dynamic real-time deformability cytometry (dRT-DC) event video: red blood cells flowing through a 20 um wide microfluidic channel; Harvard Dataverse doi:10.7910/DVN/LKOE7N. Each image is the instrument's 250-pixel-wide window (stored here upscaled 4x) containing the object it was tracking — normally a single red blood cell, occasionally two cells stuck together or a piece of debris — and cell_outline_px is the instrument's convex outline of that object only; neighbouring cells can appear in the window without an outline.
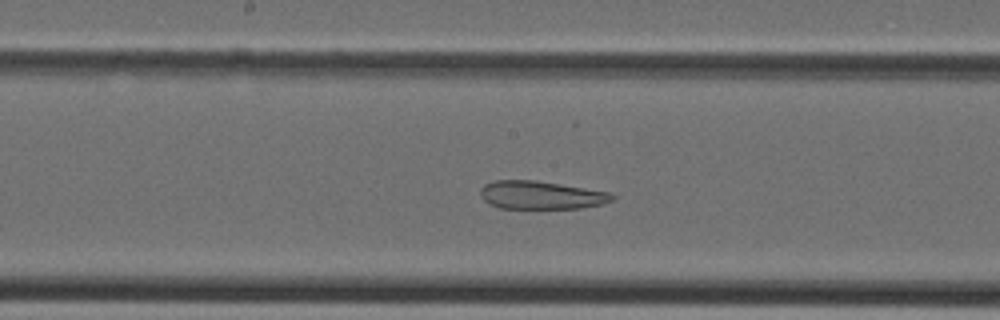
{"species": "Egyptian fruit bat (a non-hibernating species)", "species_latin": "Rousettus aegyptiacus", "temperature_condition": "cold", "stored_images_in_passage": 15, "camera_frame_rate_fps": 3000, "um_per_image_px": 0.085, "animal": {"sex": "female"}, "frame": {"image": 1, "passage_image": 12, "time_ms": 3.667, "image_size_px": [1000, 320], "cell_outline_px": [[616, 200], [604, 204], [580, 208], [500, 208], [488, 204], [480, 196], [480, 188], [484, 184], [496, 180], [536, 180], [612, 192], [616, 196]], "centroid_in_image_um": [46.03, 16.58], "position_along_channel_um": 202.2, "area_um2": 21.96}}
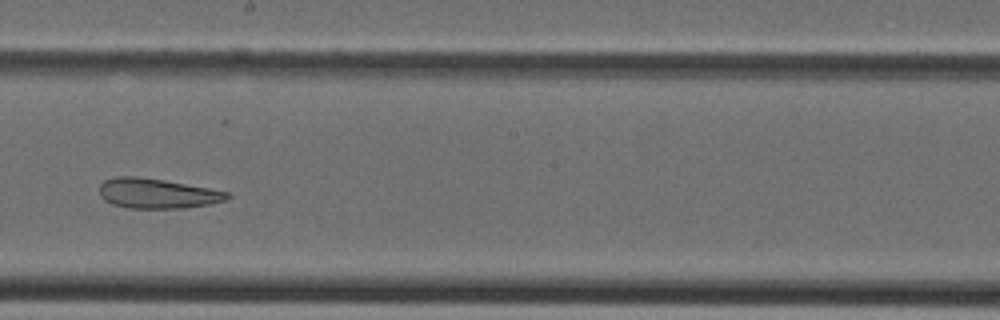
{"frame": {"image": 2, "passage_image": 14, "time_ms": 4.333, "image_size_px": [1000, 320], "cell_outline_px": [[232, 196], [228, 200], [208, 204], [184, 208], [128, 208], [112, 204], [104, 200], [100, 196], [100, 184], [104, 180], [116, 176], [136, 176], [164, 180], [232, 192]], "centroid_in_image_um": [13.39, 16.44], "position_along_channel_um": 234.8, "area_um2": 22.48}}